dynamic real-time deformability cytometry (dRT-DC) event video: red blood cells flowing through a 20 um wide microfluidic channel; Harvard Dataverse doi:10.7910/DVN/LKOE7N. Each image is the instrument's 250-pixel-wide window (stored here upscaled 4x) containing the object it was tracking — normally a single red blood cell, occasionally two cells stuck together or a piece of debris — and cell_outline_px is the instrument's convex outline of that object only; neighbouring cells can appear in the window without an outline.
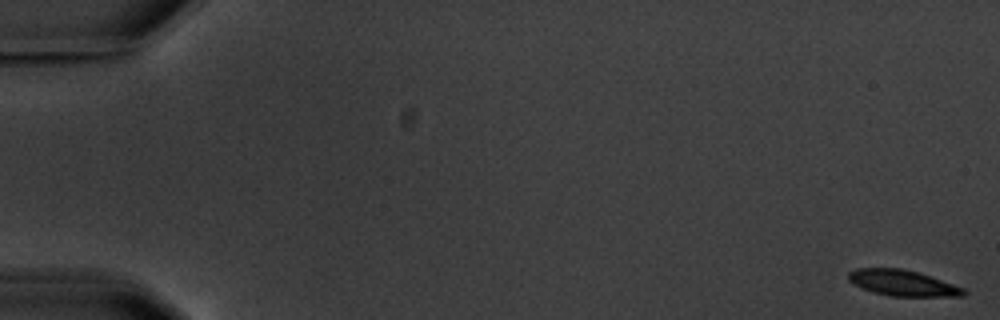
{"species": "common noctule bat (a hibernating species)", "species_latin": "Nyctalus noctula", "temperature_condition": "warm", "stored_images_in_passage": 5, "camera_frame_rate_fps": 3000, "um_per_image_px": 0.085, "animal": {"sex": "male", "body_mass_g": 20.1, "forearm_length_mm": 53.5}, "frame": {"image": 1, "passage_image": 1, "time_ms": 0.0, "image_size_px": [1000, 320], "cell_outline_px": [[968, 292], [964, 296], [892, 296], [872, 292], [852, 284], [848, 280], [848, 272], [856, 268], [900, 268], [916, 272], [964, 288]], "centroid_in_image_um": [76.67, 24.06], "position_along_channel_um": 8.3, "area_um2": 17.22}}
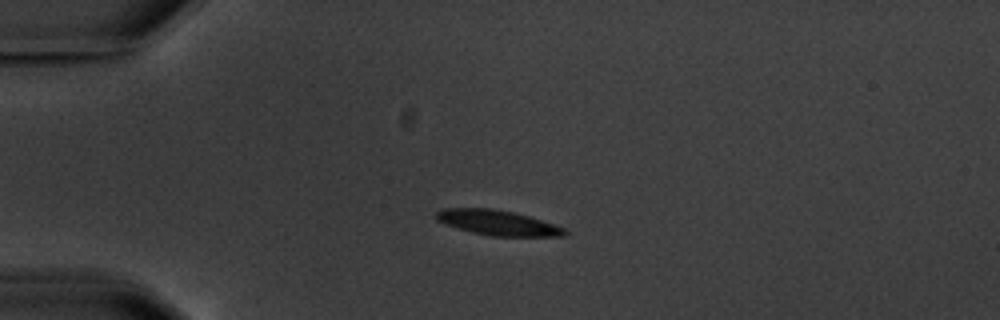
{"frame": {"image": 2, "passage_image": 5, "time_ms": 4.667, "image_size_px": [1000, 320], "cell_outline_px": [[568, 232], [564, 236], [492, 236], [472, 232], [444, 224], [436, 220], [436, 212], [440, 208], [492, 208], [512, 212], [528, 216], [564, 228]], "centroid_in_image_um": [42.25, 18.93], "position_along_channel_um": 42.8, "area_um2": 18.61}}